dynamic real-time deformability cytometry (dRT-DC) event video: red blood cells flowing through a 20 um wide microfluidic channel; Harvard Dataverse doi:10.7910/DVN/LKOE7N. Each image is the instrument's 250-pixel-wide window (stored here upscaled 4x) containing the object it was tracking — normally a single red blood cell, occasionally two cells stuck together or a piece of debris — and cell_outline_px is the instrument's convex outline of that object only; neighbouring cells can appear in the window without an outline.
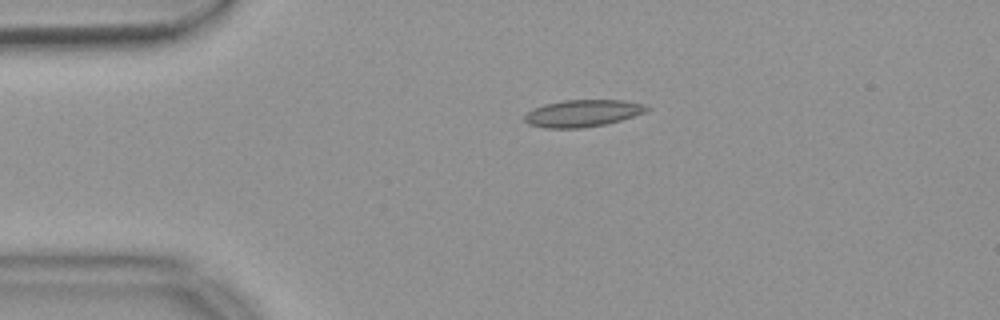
{"species": "common noctule bat (a hibernating species)", "species_latin": "Nyctalus noctula", "temperature_condition": "warm", "stored_images_in_passage": 44, "camera_frame_rate_fps": 3000, "um_per_image_px": 0.085, "animal": {"sex": "female", "body_mass_g": 18.4}, "frame": {"image": 1, "passage_image": 1, "time_ms": 0.0, "image_size_px": [1000, 320], "cell_outline_px": [[652, 108], [644, 112], [620, 120], [604, 124], [580, 128], [544, 128], [528, 124], [524, 120], [524, 116], [532, 108], [544, 104], [564, 100], [624, 100], [644, 104]], "centroid_in_image_um": [49.49, 9.62], "position_along_channel_um": 35.5, "area_um2": 19.19}}
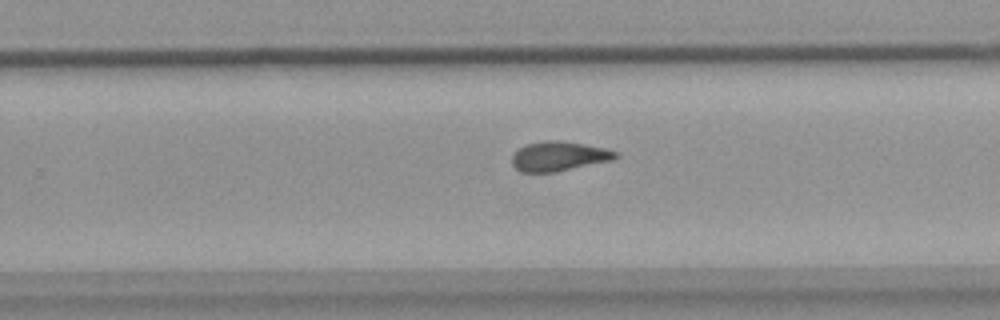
{"frame": {"image": 2, "passage_image": 24, "time_ms": 7.667, "image_size_px": [1000, 320], "cell_outline_px": [[620, 156], [612, 160], [556, 172], [520, 172], [512, 164], [512, 152], [516, 148], [528, 144], [544, 140], [560, 140], [584, 144], [604, 148], [620, 152]], "centroid_in_image_um": [47.49, 13.27], "position_along_channel_um": 282.3, "area_um2": 18.09}}
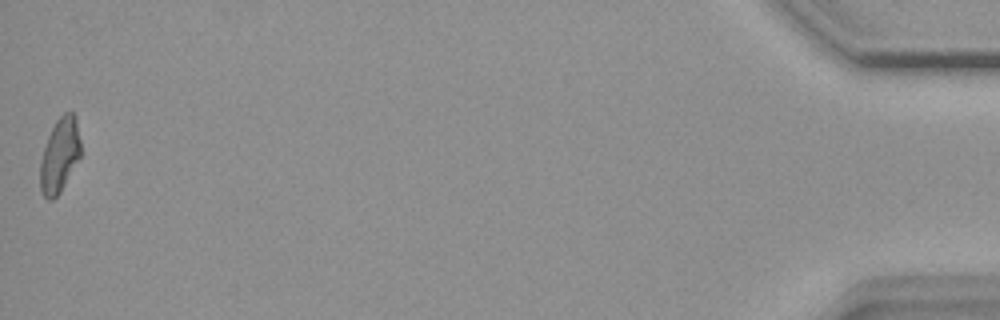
{"frame": {"image": 3, "passage_image": 44, "time_ms": 14.333, "image_size_px": [1000, 320], "cell_outline_px": [[80, 156], [60, 192], [52, 200], [48, 200], [40, 192], [40, 160], [48, 136], [56, 120], [64, 112], [72, 112], [76, 116], [80, 140]], "centroid_in_image_um": [5.06, 13.19], "position_along_channel_um": 430.1, "area_um2": 17.46}, "authors_computed_cell_mechanics": {"area_um2": 17.8313, "velocity_mm_per_s": 3.6879, "shape_relaxation_time_tau1_ms": null, "shape_relaxation_time_tau2_ms": 2.2247, "deformation_change_tau1": null, "deformation_change_tau2": 0.0902}}